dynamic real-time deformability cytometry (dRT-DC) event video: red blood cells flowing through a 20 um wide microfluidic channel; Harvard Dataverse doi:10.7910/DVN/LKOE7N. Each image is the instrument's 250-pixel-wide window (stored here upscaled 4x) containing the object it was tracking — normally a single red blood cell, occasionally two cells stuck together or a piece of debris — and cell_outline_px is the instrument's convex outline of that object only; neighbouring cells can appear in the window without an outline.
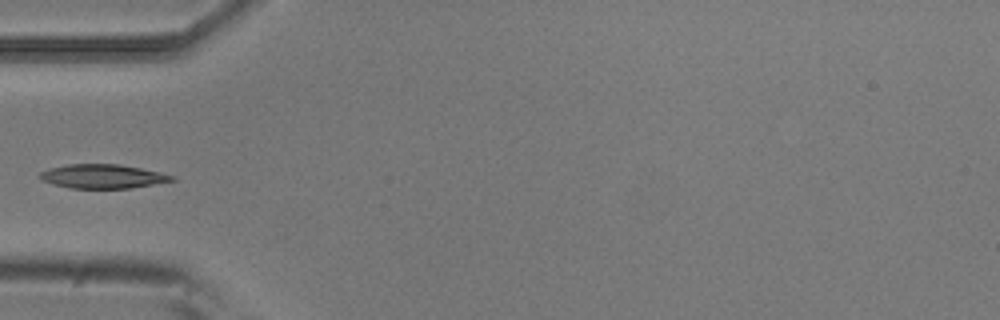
{"species": "common noctule bat (a hibernating species)", "species_latin": "Nyctalus noctula", "temperature_condition": "room temperature", "stored_images_in_passage": 5, "camera_frame_rate_fps": 3000, "um_per_image_px": 0.085, "animal": {"sex": "male", "body_mass_g": 20.5, "forearm_length_mm": 52.5}, "frame": {"image": 1, "passage_image": 4, "time_ms": 1.0, "image_size_px": [1000, 320], "cell_outline_px": [[176, 180], [132, 188], [72, 188], [52, 184], [40, 180], [36, 176], [40, 172], [52, 168], [68, 164], [120, 164], [160, 172], [176, 176]], "centroid_in_image_um": [8.72, 14.99], "position_along_channel_um": 76.3, "area_um2": 18.55}}
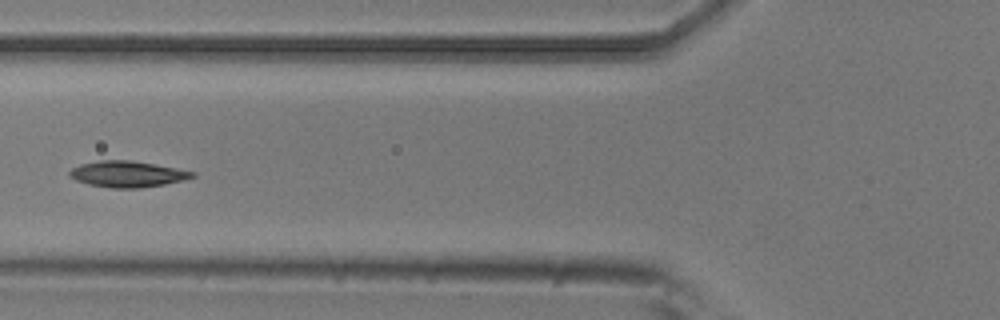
{"frame": {"image": 2, "passage_image": 5, "time_ms": 1.333, "image_size_px": [1000, 320], "cell_outline_px": [[196, 176], [164, 184], [140, 188], [112, 188], [88, 184], [76, 180], [68, 176], [68, 172], [72, 168], [80, 164], [100, 160], [132, 160], [176, 168], [196, 172]], "centroid_in_image_um": [10.79, 14.79], "position_along_channel_um": 115.0, "area_um2": 18.61}}